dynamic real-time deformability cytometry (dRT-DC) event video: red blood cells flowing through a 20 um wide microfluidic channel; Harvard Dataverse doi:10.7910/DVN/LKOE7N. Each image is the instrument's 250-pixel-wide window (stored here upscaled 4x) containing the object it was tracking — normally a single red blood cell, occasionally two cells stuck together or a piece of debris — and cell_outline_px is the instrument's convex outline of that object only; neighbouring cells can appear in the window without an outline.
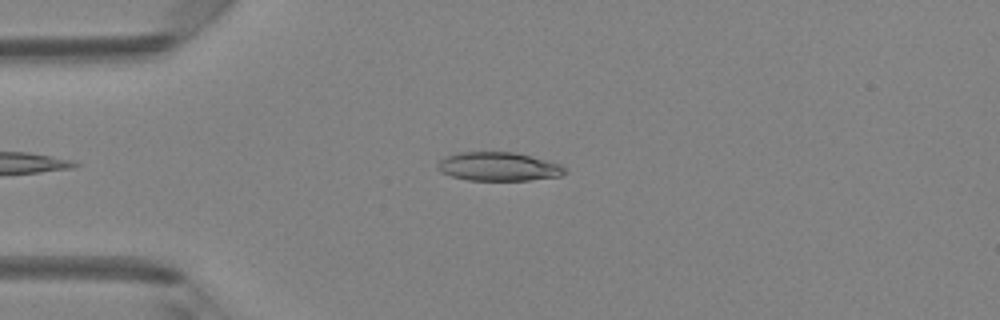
{"species": "Egyptian fruit bat (a non-hibernating species)", "species_latin": "Rousettus aegyptiacus", "temperature_condition": "room temperature", "stored_images_in_passage": 35, "camera_frame_rate_fps": 3000, "um_per_image_px": 0.085, "animal": {"sex": "female"}, "frame": {"image": 1, "passage_image": 3, "time_ms": 0.667, "image_size_px": [1000, 320], "cell_outline_px": [[568, 172], [560, 176], [528, 180], [468, 180], [452, 176], [440, 172], [436, 168], [436, 164], [440, 160], [448, 156], [460, 152], [516, 152], [560, 164]], "centroid_in_image_um": [42.36, 14.16], "position_along_channel_um": 42.6, "area_um2": 21.21}}
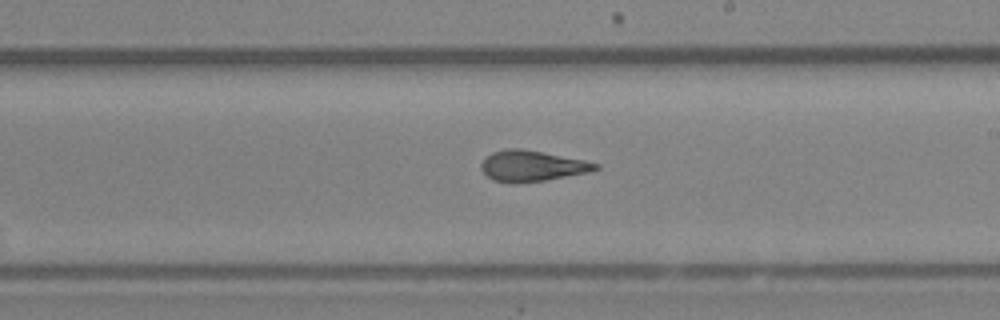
{"frame": {"image": 2, "passage_image": 19, "time_ms": 6.0, "image_size_px": [1000, 320], "cell_outline_px": [[600, 168], [588, 172], [544, 180], [516, 184], [512, 184], [492, 180], [480, 168], [480, 164], [492, 152], [508, 148], [520, 148], [584, 160], [600, 164]], "centroid_in_image_um": [45.19, 14.11], "position_along_channel_um": 243.8, "area_um2": 20.4}}
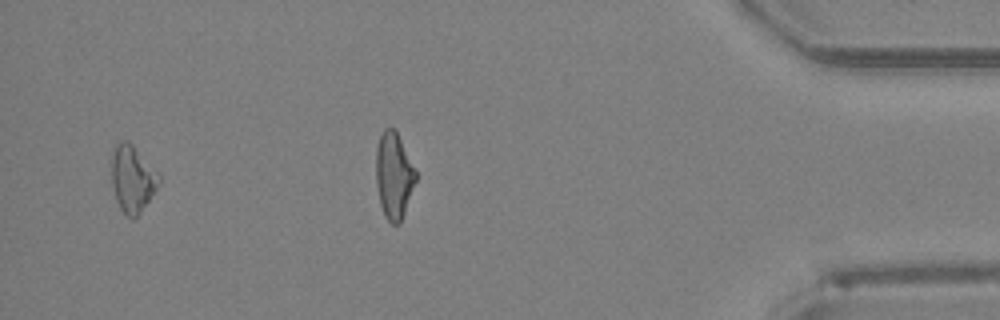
{"frame": {"image": 3, "passage_image": 33, "time_ms": 10.667, "image_size_px": [1000, 320], "cell_outline_px": [[160, 184], [140, 212], [132, 220], [124, 216], [116, 200], [112, 184], [112, 152], [116, 144], [120, 140], [128, 140], [132, 144], [160, 176]], "centroid_in_image_um": [11.24, 15.21], "position_along_channel_um": 424.0, "area_um2": 18.32}, "authors_computed_cell_mechanics": {"area_um2": 20.519, "velocity_mm_per_s": 4.2195, "shape_relaxation_time_tau1_ms": 5.5899, "shape_relaxation_time_tau2_ms": 1.6217, "deformation_change_tau1": 0.1817, "deformation_change_tau2": 0.1063}}